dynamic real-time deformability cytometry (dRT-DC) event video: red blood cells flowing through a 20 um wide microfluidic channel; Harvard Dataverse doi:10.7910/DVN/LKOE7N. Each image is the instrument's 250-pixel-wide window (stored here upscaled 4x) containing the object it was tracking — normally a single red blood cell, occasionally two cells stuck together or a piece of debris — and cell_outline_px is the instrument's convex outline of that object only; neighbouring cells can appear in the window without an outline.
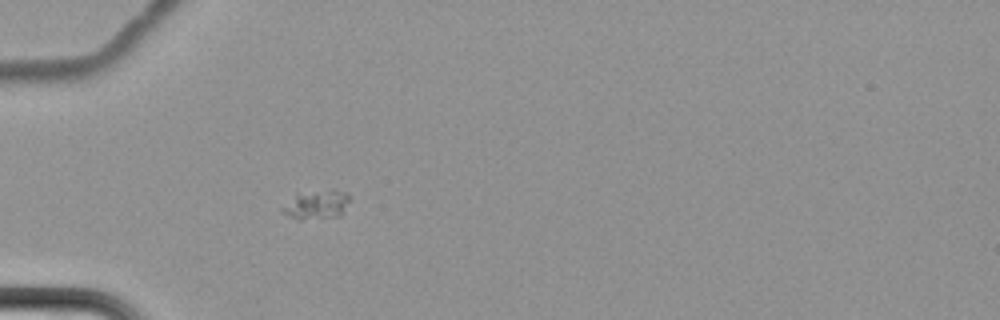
{"species": "common noctule bat (a hibernating species)", "species_latin": "Nyctalus noctula", "temperature_condition": "cold", "stored_images_in_passage": 9, "camera_frame_rate_fps": 3000, "um_per_image_px": 0.085, "animal": {"sex": "female", "body_mass_g": 22.7, "forearm_length_mm": 54.2}, "frame": {"image": 1, "passage_image": 8, "time_ms": 9.333, "image_size_px": [1000, 320], "cell_outline_px": [[348, 200], [344, 212], [340, 216], [300, 220], [284, 212], [280, 208], [296, 192], [332, 188], [348, 192]], "centroid_in_image_um": [26.91, 17.34], "position_along_channel_um": 58.1, "area_um2": 11.68}}